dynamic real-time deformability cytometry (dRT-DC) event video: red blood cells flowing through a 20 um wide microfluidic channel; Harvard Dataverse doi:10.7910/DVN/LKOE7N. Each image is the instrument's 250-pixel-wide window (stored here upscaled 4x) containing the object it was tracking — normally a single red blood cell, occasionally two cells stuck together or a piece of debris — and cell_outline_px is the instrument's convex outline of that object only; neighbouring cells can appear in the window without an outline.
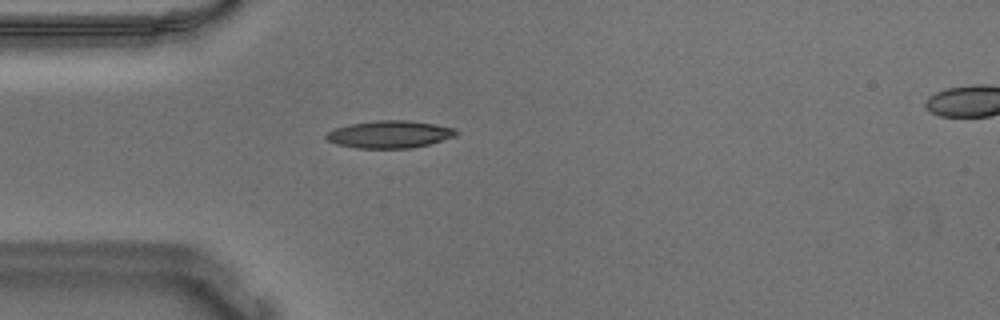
{"species": "Egyptian fruit bat (a non-hibernating species)", "species_latin": "Rousettus aegyptiacus", "temperature_condition": "warm", "stored_images_in_passage": 40, "camera_frame_rate_fps": 3000, "um_per_image_px": 0.085, "animal": {"sex": "male"}, "frame": {"image": 1, "passage_image": 1, "time_ms": 0.0, "image_size_px": [1000, 320], "cell_outline_px": [[460, 132], [456, 136], [428, 144], [412, 148], [356, 148], [336, 144], [328, 140], [324, 136], [328, 132], [336, 128], [352, 124], [376, 120], [404, 120], [432, 124], [456, 128]], "centroid_in_image_um": [33.14, 11.42], "position_along_channel_um": 51.9, "area_um2": 20.58}}
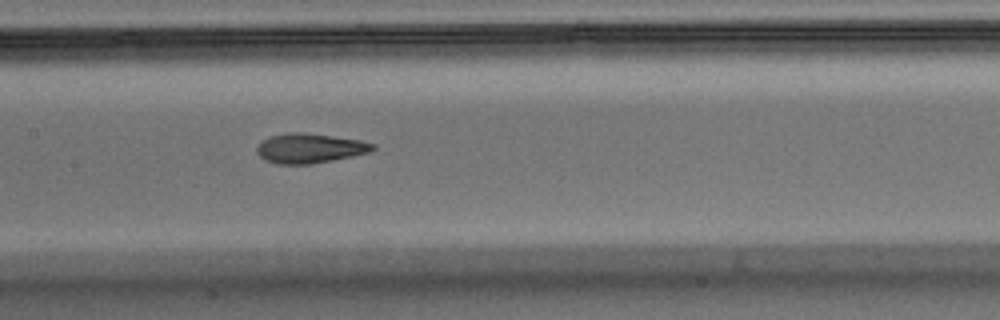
{"frame": {"image": 2, "passage_image": 12, "time_ms": 3.667, "image_size_px": [1000, 320], "cell_outline_px": [[376, 148], [368, 152], [352, 156], [312, 164], [276, 164], [264, 160], [256, 152], [256, 148], [268, 136], [288, 132], [300, 132], [332, 136], [360, 140], [376, 144]], "centroid_in_image_um": [26.31, 12.6], "position_along_channel_um": 181.1, "area_um2": 20.0}}
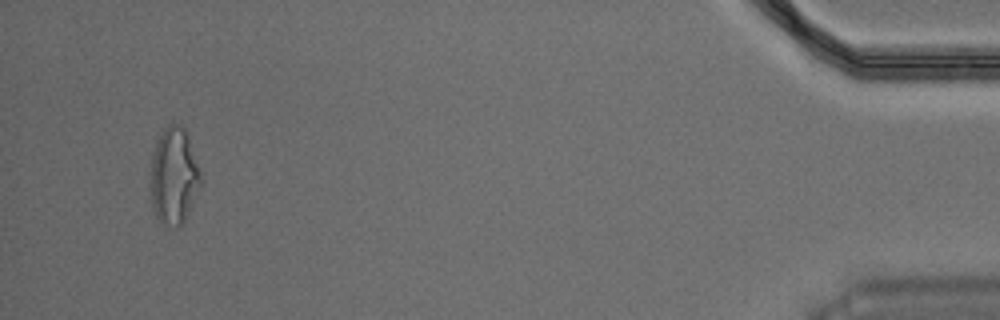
{"frame": {"image": 3, "passage_image": 38, "time_ms": 12.333, "image_size_px": [1000, 320], "cell_outline_px": [[204, 180], [184, 220], [176, 228], [164, 228], [156, 220], [152, 208], [152, 152], [164, 128], [168, 124], [180, 124], [188, 132]], "centroid_in_image_um": [14.82, 14.99], "position_along_channel_um": 420.4, "area_um2": 28.78}, "authors_computed_cell_mechanics": {"area_um2": 20.1433, "velocity_mm_per_s": 3.6848, "shape_relaxation_time_tau1_ms": 6.1771, "shape_relaxation_time_tau2_ms": 1.872, "deformation_change_tau1": 0.2095, "deformation_change_tau2": 0.0916}}